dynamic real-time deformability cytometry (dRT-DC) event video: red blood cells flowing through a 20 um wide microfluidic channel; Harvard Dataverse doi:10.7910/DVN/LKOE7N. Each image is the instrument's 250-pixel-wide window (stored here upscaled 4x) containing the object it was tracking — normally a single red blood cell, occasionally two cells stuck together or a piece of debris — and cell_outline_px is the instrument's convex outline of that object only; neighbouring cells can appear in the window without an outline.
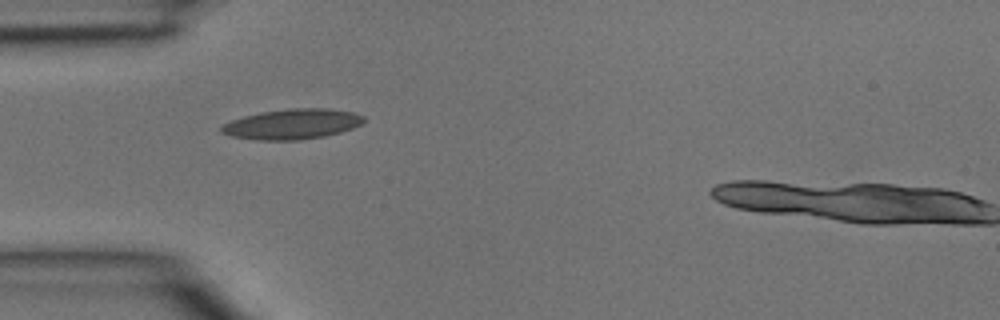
{"species": "common noctule bat (a hibernating species)", "species_latin": "Nyctalus noctula", "temperature_condition": "room temperature", "stored_images_in_passage": 7, "camera_frame_rate_fps": 3000, "um_per_image_px": 0.085, "animal": {"sex": "male", "body_mass_g": 15.6}, "frame": {"image": 1, "passage_image": 5, "time_ms": 1.333, "image_size_px": [1000, 320], "cell_outline_px": [[364, 120], [360, 124], [352, 128], [340, 132], [324, 136], [300, 140], [260, 140], [232, 136], [220, 132], [220, 128], [224, 124], [232, 120], [244, 116], [264, 112], [288, 108], [328, 108], [352, 112], [364, 116]], "centroid_in_image_um": [24.84, 10.54], "position_along_channel_um": 60.2, "area_um2": 24.85}}
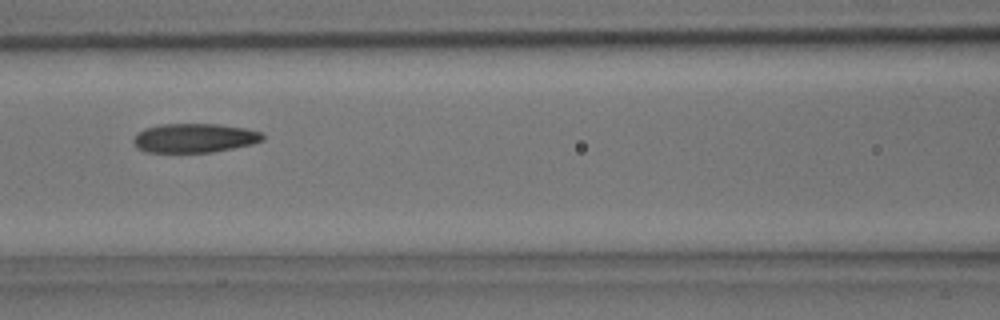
{"frame": {"image": 2, "passage_image": 7, "time_ms": 2.0, "image_size_px": [1000, 320], "cell_outline_px": [[264, 140], [252, 144], [212, 152], [148, 152], [140, 148], [132, 140], [136, 132], [144, 128], [160, 124], [220, 124], [244, 128], [260, 132], [264, 136]], "centroid_in_image_um": [16.52, 11.72], "position_along_channel_um": 150.1, "area_um2": 21.85}}